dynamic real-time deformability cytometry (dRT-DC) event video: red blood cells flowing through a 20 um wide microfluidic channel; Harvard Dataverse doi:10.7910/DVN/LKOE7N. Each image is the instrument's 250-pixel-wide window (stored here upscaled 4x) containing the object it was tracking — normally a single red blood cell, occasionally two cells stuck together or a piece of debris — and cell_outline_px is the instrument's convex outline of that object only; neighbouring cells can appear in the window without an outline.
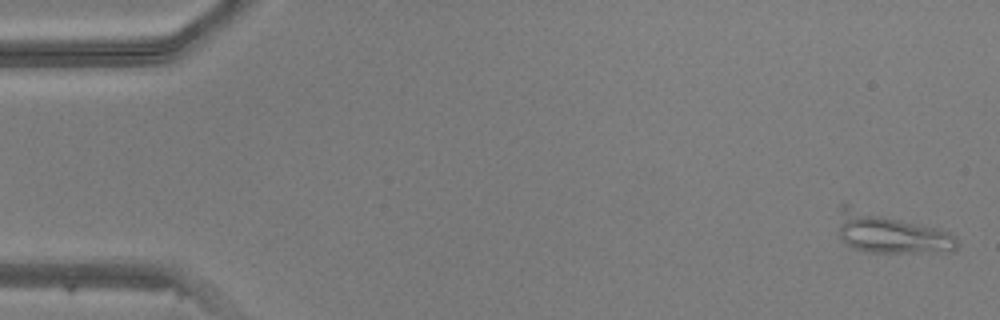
{"species": "common noctule bat (a hibernating species)", "species_latin": "Nyctalus noctula", "temperature_condition": "warm", "stored_images_in_passage": 9, "camera_frame_rate_fps": 3000, "um_per_image_px": 0.085, "animal": {"sex": "male", "body_mass_g": 20.5, "forearm_length_mm": 52.5}, "frame": {"image": 1, "passage_image": 1, "time_ms": 0.0, "image_size_px": [1000, 320], "cell_outline_px": [[960, 244], [952, 252], [868, 252], [852, 248], [844, 244], [840, 236], [840, 204], [848, 204], [940, 228], [956, 236]], "centroid_in_image_um": [75.73, 19.81], "position_along_channel_um": 9.3, "area_um2": 28.21}}